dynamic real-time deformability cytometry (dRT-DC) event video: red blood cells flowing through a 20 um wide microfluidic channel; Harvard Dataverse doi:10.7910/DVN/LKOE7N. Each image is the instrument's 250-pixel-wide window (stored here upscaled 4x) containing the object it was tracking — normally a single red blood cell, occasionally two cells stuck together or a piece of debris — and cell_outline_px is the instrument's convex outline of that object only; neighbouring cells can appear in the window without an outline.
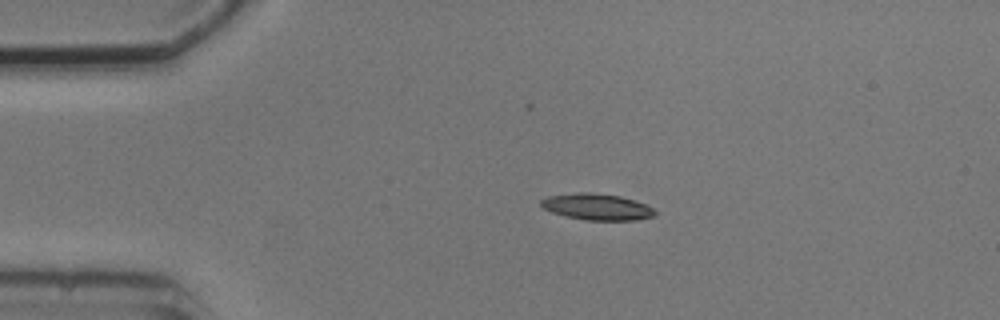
{"species": "common noctule bat (a hibernating species)", "species_latin": "Nyctalus noctula", "temperature_condition": "cold", "stored_images_in_passage": 3, "camera_frame_rate_fps": 3000, "um_per_image_px": 0.085, "animal": {"sex": "male", "body_mass_g": 20.5, "forearm_length_mm": 52.5}, "frame": {"image": 1, "passage_image": 2, "time_ms": 2.0, "image_size_px": [1000, 320], "cell_outline_px": [[656, 212], [652, 216], [632, 220], [584, 220], [564, 216], [552, 212], [544, 208], [540, 204], [540, 200], [548, 196], [580, 192], [592, 192], [620, 196], [636, 200], [652, 208]], "centroid_in_image_um": [50.7, 17.57], "position_along_channel_um": 34.3, "area_um2": 17.4}}